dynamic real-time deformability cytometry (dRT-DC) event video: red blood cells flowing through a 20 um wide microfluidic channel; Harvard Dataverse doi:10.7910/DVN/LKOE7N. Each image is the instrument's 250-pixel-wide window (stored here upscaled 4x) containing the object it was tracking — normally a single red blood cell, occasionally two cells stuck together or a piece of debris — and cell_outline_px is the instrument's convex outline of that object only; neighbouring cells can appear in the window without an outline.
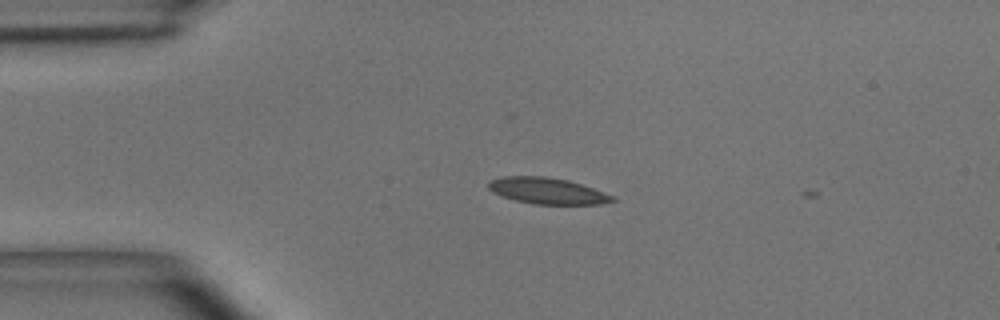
{"species": "common noctule bat (a hibernating species)", "species_latin": "Nyctalus noctula", "temperature_condition": "room temperature", "stored_images_in_passage": 3, "camera_frame_rate_fps": 3000, "um_per_image_px": 0.085, "animal": {"sex": "male", "body_mass_g": 15.6}, "frame": {"image": 1, "passage_image": 1, "time_ms": 0.0, "image_size_px": [1000, 320], "cell_outline_px": [[616, 200], [600, 204], [532, 204], [516, 200], [492, 192], [488, 188], [488, 180], [500, 176], [544, 176], [568, 180], [592, 188], [612, 196]], "centroid_in_image_um": [46.45, 16.21], "position_along_channel_um": 38.5, "area_um2": 18.79}}